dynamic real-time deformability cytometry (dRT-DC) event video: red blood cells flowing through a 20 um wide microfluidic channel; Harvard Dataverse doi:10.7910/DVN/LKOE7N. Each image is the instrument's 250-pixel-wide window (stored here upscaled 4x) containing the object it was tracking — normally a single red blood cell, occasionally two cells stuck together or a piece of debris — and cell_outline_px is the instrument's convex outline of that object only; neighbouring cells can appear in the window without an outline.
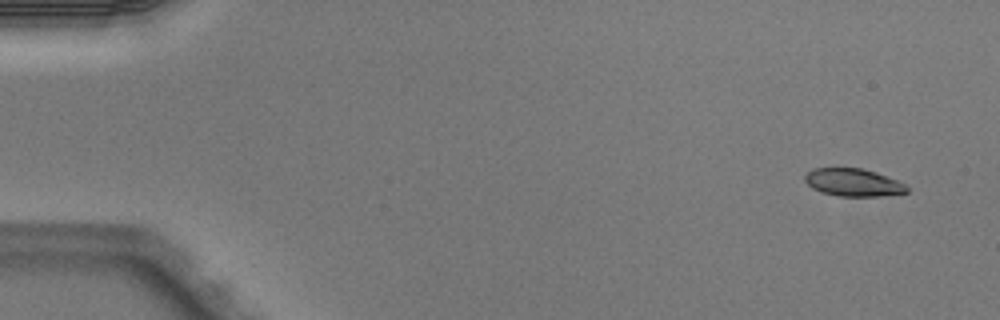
{"species": "Egyptian fruit bat (a non-hibernating species)", "species_latin": "Rousettus aegyptiacus", "temperature_condition": "warm", "stored_images_in_passage": 4, "segment_of_instrument_passage": [1, 2], "camera_frame_rate_fps": 3000, "um_per_image_px": 0.085, "animal": {"sex": "male"}, "frame": {"image": 1, "passage_image": 1, "time_ms": 0.0, "image_size_px": [1000, 320], "cell_outline_px": [[908, 192], [876, 196], [840, 196], [824, 192], [812, 188], [804, 180], [804, 176], [812, 168], [864, 168], [876, 172], [896, 180], [904, 184], [908, 188]], "centroid_in_image_um": [72.5, 15.49], "position_along_channel_um": 12.5, "area_um2": 16.24}}